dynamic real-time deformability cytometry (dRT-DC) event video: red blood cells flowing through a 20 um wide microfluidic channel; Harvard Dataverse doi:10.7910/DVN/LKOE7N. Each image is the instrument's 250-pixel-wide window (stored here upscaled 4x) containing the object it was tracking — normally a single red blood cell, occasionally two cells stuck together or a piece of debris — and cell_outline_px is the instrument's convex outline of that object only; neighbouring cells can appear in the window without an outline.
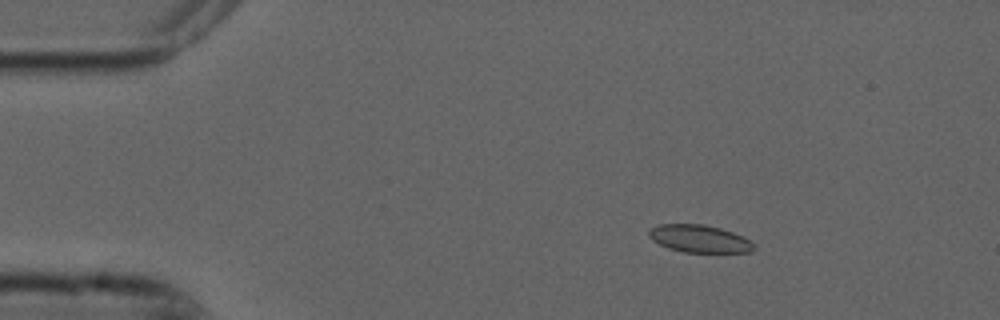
{"species": "common noctule bat (a hibernating species)", "species_latin": "Nyctalus noctula", "temperature_condition": "cold", "stored_images_in_passage": 54, "camera_frame_rate_fps": 3000, "um_per_image_px": 0.085, "animal": {"sex": "male", "forearm_length_mm": 52.5}, "frame": {"image": 1, "passage_image": 8, "time_ms": 2.333, "image_size_px": [1000, 320], "cell_outline_px": [[756, 248], [752, 252], [684, 252], [668, 248], [652, 240], [648, 236], [648, 232], [652, 228], [660, 224], [704, 224], [720, 228], [732, 232], [756, 244]], "centroid_in_image_um": [59.45, 20.29], "position_along_channel_um": 25.5, "area_um2": 16.76}}
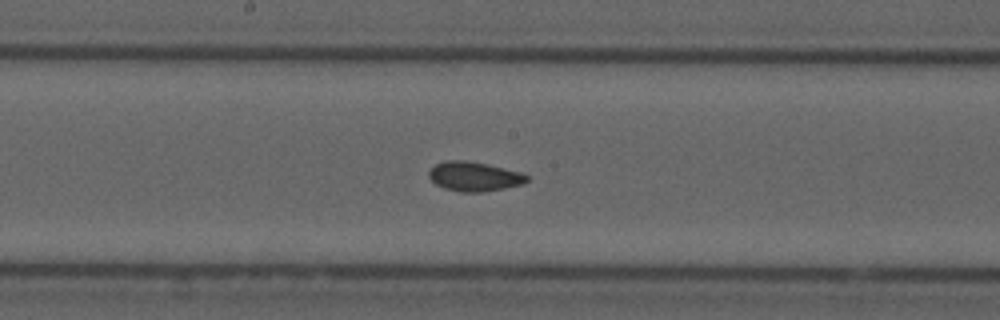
{"frame": {"image": 2, "passage_image": 28, "time_ms": 9.0, "image_size_px": [1000, 320], "cell_outline_px": [[528, 180], [524, 184], [484, 192], [460, 192], [444, 188], [436, 184], [428, 176], [428, 172], [436, 164], [448, 160], [464, 160], [484, 164], [520, 172], [528, 176]], "centroid_in_image_um": [40.3, 15.01], "position_along_channel_um": 207.9, "area_um2": 16.59}}
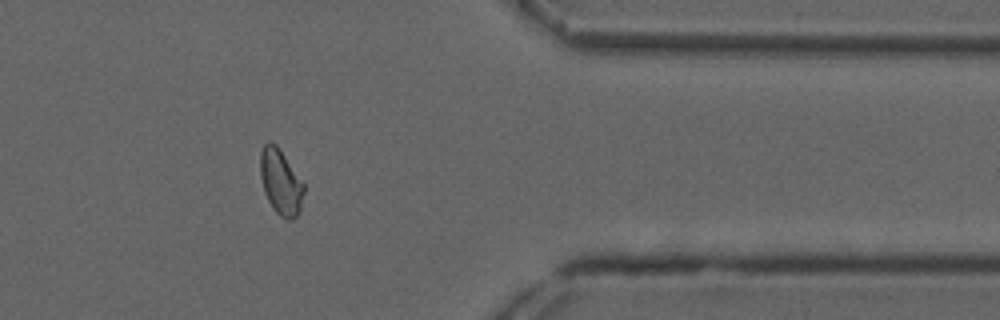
{"frame": {"image": 3, "passage_image": 44, "time_ms": 14.333, "image_size_px": [1000, 320], "cell_outline_px": [[304, 192], [300, 212], [292, 220], [288, 220], [280, 216], [272, 208], [264, 192], [260, 176], [260, 152], [264, 144], [268, 140], [272, 140], [280, 148], [304, 184]], "centroid_in_image_um": [23.85, 15.45], "position_along_channel_um": 387.6, "area_um2": 16.88}, "authors_computed_cell_mechanics": {"area_um2": 16.762, "velocity_mm_per_s": 3.7234, "shape_relaxation_time_tau1_ms": null, "shape_relaxation_time_tau2_ms": 1.9307, "deformation_change_tau1": null, "deformation_change_tau2": 0.0595}}